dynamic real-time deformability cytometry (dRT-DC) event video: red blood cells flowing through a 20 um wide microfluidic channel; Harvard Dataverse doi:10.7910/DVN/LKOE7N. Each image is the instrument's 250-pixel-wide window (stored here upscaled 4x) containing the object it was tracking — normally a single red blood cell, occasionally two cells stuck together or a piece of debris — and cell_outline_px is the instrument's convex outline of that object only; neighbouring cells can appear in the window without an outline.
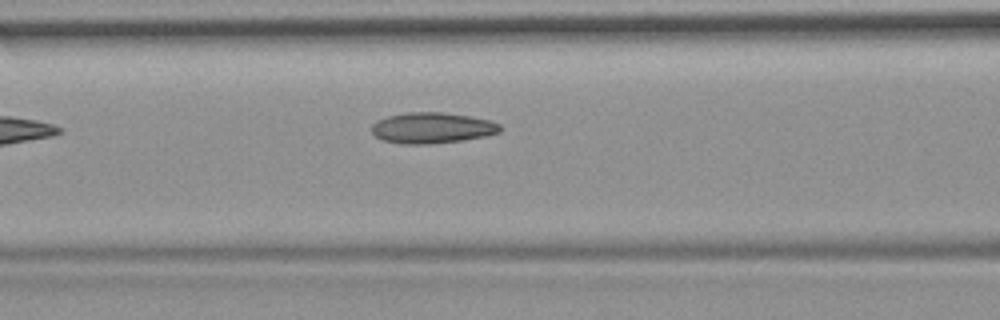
{"species": "common noctule bat (a hibernating species)", "species_latin": "Nyctalus noctula", "temperature_condition": "room temperature", "stored_images_in_passage": 4, "camera_frame_rate_fps": 3000, "um_per_image_px": 0.085, "animal": {"sex": "female", "body_mass_g": 19.9}, "frame": {"image": 1, "passage_image": 4, "time_ms": 1.0, "image_size_px": [1000, 320], "cell_outline_px": [[504, 128], [500, 132], [484, 136], [464, 140], [428, 144], [404, 144], [384, 140], [376, 136], [372, 132], [372, 124], [376, 120], [388, 116], [408, 112], [444, 112], [492, 120], [500, 124]], "centroid_in_image_um": [36.76, 10.86], "position_along_channel_um": 129.8, "area_um2": 23.18}}